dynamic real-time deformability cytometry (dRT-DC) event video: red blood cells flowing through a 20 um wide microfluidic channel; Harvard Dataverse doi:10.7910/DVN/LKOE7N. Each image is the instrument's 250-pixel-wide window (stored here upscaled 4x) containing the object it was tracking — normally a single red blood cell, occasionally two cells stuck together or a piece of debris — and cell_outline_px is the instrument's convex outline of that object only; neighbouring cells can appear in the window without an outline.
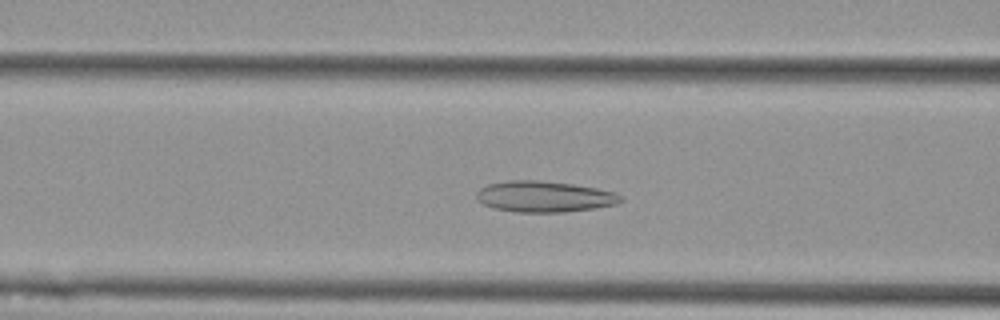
{"species": "Egyptian fruit bat (a non-hibernating species)", "species_latin": "Rousettus aegyptiacus", "temperature_condition": "cold", "stored_images_in_passage": 50, "camera_frame_rate_fps": 3000, "um_per_image_px": 0.085, "animal": {"sex": "female"}, "frame": {"image": 1, "passage_image": 16, "time_ms": 5.0, "image_size_px": [1000, 320], "cell_outline_px": [[624, 200], [616, 204], [596, 208], [564, 212], [516, 212], [492, 208], [484, 204], [476, 196], [476, 192], [480, 188], [488, 184], [508, 180], [536, 180], [572, 184], [596, 188], [612, 192], [624, 196]], "centroid_in_image_um": [46.27, 16.71], "position_along_channel_um": 120.3, "area_um2": 26.07}}
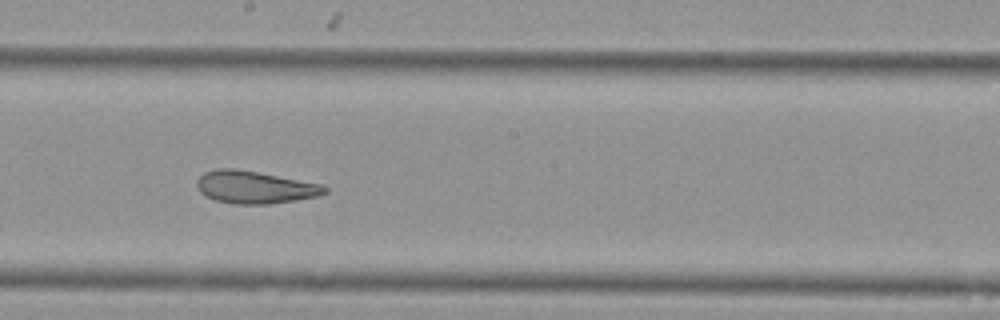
{"frame": {"image": 2, "passage_image": 25, "time_ms": 8.0, "image_size_px": [1000, 320], "cell_outline_px": [[328, 192], [320, 196], [296, 200], [268, 204], [236, 204], [216, 200], [200, 192], [196, 184], [196, 180], [204, 172], [220, 168], [232, 168], [256, 172], [324, 184], [328, 188]], "centroid_in_image_um": [21.7, 15.91], "position_along_channel_um": 226.5, "area_um2": 24.16}}
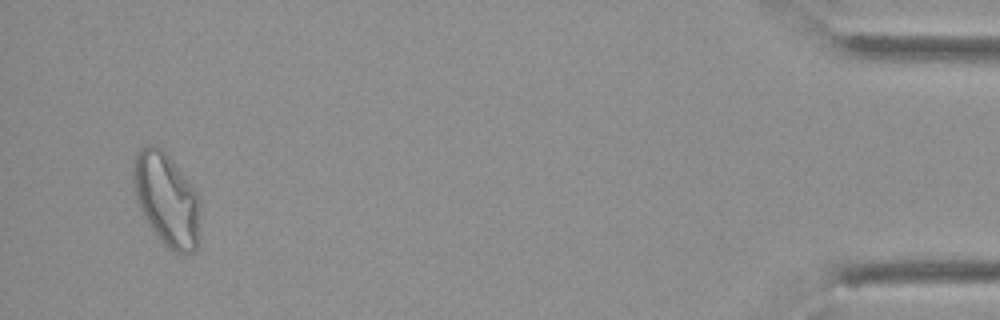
{"frame": {"image": 3, "passage_image": 48, "time_ms": 15.667, "image_size_px": [1000, 320], "cell_outline_px": [[200, 240], [196, 248], [192, 252], [180, 256], [168, 252], [144, 216], [136, 200], [132, 180], [132, 168], [136, 156], [140, 148], [148, 144], [156, 144], [172, 160], [196, 188], [200, 196]], "centroid_in_image_um": [14.2, 17.0], "position_along_channel_um": 421.0, "area_um2": 37.28}, "authors_computed_cell_mechanics": {"area_um2": 27.4839, "velocity_mm_per_s": 3.5537, "shape_relaxation_time_tau1_ms": null, "shape_relaxation_time_tau2_ms": 2.8955, "deformation_change_tau1": null, "deformation_change_tau2": 0.1052}}